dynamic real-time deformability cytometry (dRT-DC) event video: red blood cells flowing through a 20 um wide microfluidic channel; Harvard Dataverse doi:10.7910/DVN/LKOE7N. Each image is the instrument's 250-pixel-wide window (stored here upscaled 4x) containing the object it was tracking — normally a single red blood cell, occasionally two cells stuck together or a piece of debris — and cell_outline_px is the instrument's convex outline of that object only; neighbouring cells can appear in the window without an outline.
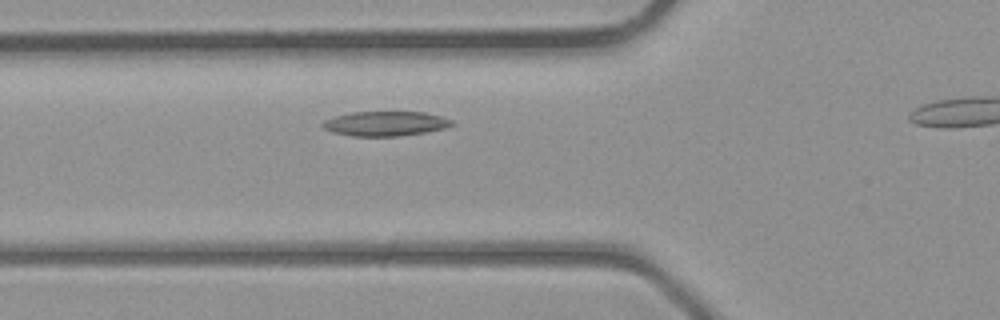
{"species": "common noctule bat (a hibernating species)", "species_latin": "Nyctalus noctula", "temperature_condition": "room temperature", "stored_images_in_passage": 22, "camera_frame_rate_fps": 3000, "um_per_image_px": 0.085, "animal": {"sex": "male", "body_mass_g": 23.1, "forearm_length_mm": 52.7}, "frame": {"image": 1, "passage_image": 3, "time_ms": 0.667, "image_size_px": [1000, 320], "cell_outline_px": [[456, 124], [444, 128], [424, 132], [400, 136], [352, 136], [332, 132], [324, 128], [320, 124], [324, 120], [336, 116], [352, 112], [424, 112], [440, 116], [452, 120]], "centroid_in_image_um": [32.75, 10.51], "position_along_channel_um": 93.1, "area_um2": 18.5}}
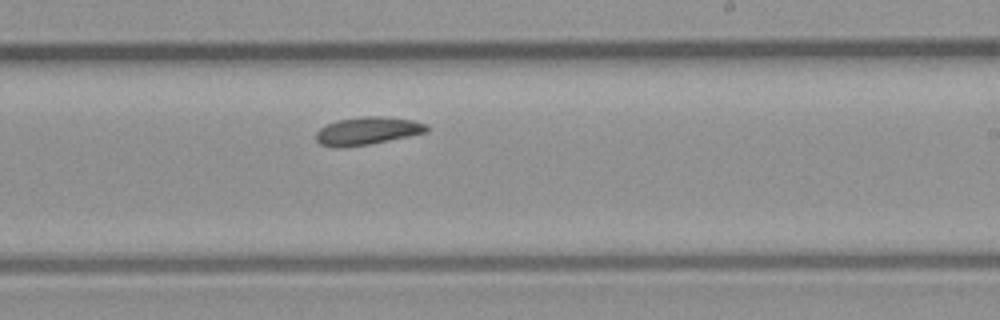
{"frame": {"image": 2, "passage_image": 13, "time_ms": 4.0, "image_size_px": [1000, 320], "cell_outline_px": [[428, 132], [368, 144], [344, 148], [332, 148], [320, 144], [316, 140], [316, 132], [320, 128], [336, 120], [364, 116], [380, 116], [412, 120], [428, 124]], "centroid_in_image_um": [31.2, 11.13], "position_along_channel_um": 257.8, "area_um2": 17.98}}
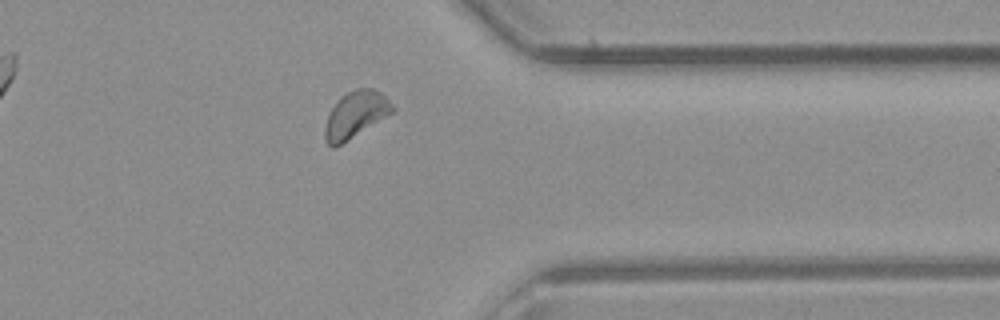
{"frame": {"image": 3, "passage_image": 21, "time_ms": 6.667, "image_size_px": [1000, 320], "cell_outline_px": [[396, 108], [392, 112], [340, 144], [332, 148], [324, 140], [324, 128], [328, 116], [332, 108], [348, 92], [356, 88], [372, 88], [380, 92]], "centroid_in_image_um": [30.2, 9.74], "position_along_channel_um": 381.2, "area_um2": 17.57}}